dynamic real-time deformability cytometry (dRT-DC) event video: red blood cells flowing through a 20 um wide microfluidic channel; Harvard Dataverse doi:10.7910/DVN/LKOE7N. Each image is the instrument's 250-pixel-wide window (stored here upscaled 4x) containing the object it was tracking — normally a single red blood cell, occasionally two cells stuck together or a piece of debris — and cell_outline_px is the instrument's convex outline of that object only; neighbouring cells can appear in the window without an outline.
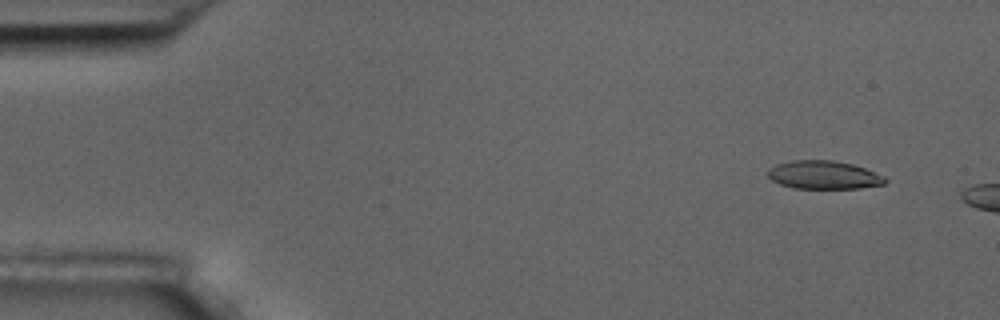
{"species": "common noctule bat (a hibernating species)", "species_latin": "Nyctalus noctula", "temperature_condition": "room temperature", "stored_images_in_passage": 3, "camera_frame_rate_fps": 3000, "um_per_image_px": 0.085, "animal": {"sex": "male", "body_mass_g": 17.5, "forearm_length_mm": 52.3}, "frame": {"image": 1, "passage_image": 2, "time_ms": 1.333, "image_size_px": [1000, 320], "cell_outline_px": [[888, 180], [884, 184], [860, 188], [792, 188], [780, 184], [772, 180], [768, 176], [768, 168], [776, 164], [792, 160], [832, 160], [852, 164], [864, 168], [884, 176]], "centroid_in_image_um": [70.0, 14.87], "position_along_channel_um": 15.0, "area_um2": 19.31}}